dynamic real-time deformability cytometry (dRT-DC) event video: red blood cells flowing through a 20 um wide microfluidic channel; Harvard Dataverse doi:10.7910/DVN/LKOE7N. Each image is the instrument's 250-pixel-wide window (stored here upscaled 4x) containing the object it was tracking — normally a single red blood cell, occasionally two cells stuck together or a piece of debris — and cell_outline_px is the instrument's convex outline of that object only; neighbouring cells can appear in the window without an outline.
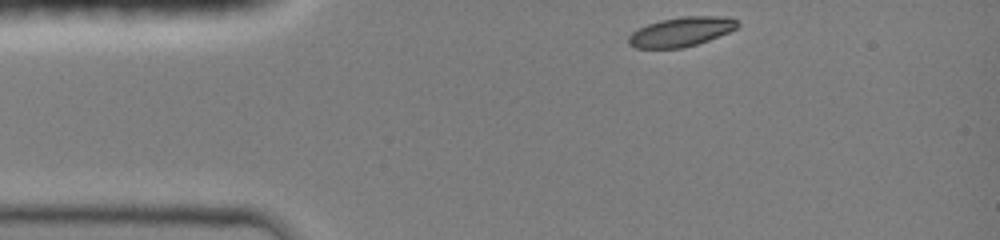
{"species": "common noctule bat (a hibernating species)", "species_latin": "Nyctalus noctula", "temperature_condition": "room temperature", "stored_images_in_passage": 23, "camera_frame_rate_fps": 3000, "um_per_image_px": 0.085, "animal": {"sex": "female", "body_mass_g": 19.0, "forearm_length_mm": 51.5}, "frame": {"image": 1, "passage_image": 1, "time_ms": 0.0, "image_size_px": [1000, 240], "cell_outline_px": [[740, 24], [736, 28], [728, 32], [708, 40], [684, 48], [636, 48], [628, 44], [628, 36], [632, 32], [648, 24], [660, 20], [680, 16], [728, 16], [736, 20]], "centroid_in_image_um": [57.89, 2.69], "position_along_channel_um": 27.1, "area_um2": 18.67}}
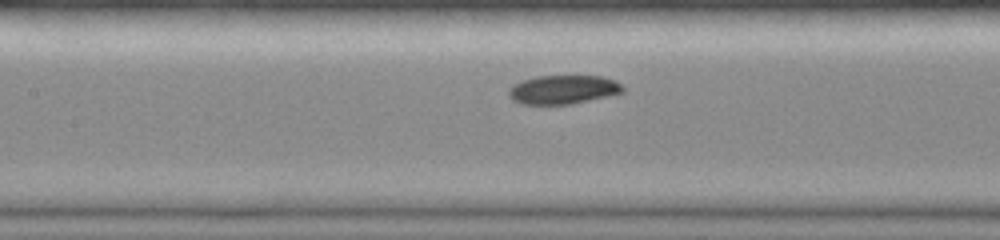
{"frame": {"image": 2, "passage_image": 14, "time_ms": 4.333, "image_size_px": [1000, 240], "cell_outline_px": [[624, 92], [608, 96], [568, 104], [524, 104], [512, 100], [508, 92], [512, 84], [520, 80], [536, 76], [600, 76], [616, 80], [624, 88]], "centroid_in_image_um": [47.85, 7.6], "position_along_channel_um": 159.6, "area_um2": 19.13}}
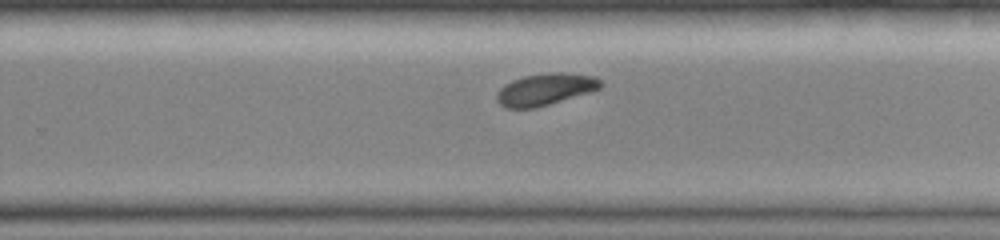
{"frame": {"image": 3, "passage_image": 23, "time_ms": 1674.0, "image_size_px": [1000, 240], "cell_outline_px": [[604, 84], [600, 88], [588, 92], [536, 108], [504, 108], [496, 100], [496, 92], [504, 84], [512, 80], [524, 76], [556, 72], [564, 72], [596, 76]], "centroid_in_image_um": [46.32, 7.59], "position_along_channel_um": 283.5, "area_um2": 19.25}}